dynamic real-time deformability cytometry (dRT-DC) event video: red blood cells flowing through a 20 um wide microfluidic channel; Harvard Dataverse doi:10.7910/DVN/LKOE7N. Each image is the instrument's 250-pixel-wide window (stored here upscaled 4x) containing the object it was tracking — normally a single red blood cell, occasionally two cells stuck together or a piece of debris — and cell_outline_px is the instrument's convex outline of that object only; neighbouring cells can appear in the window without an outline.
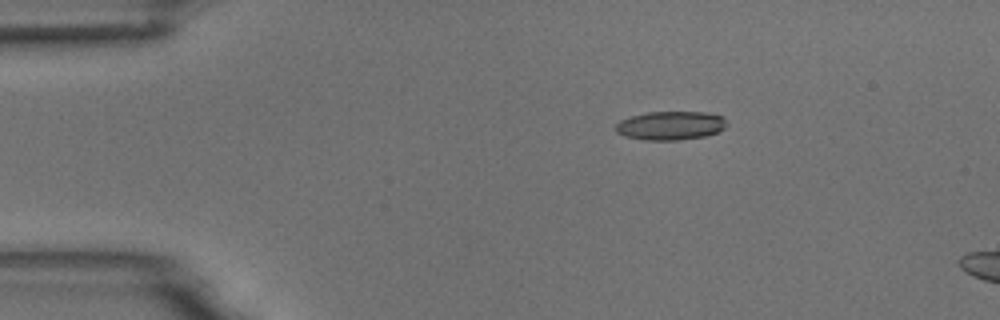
{"species": "common noctule bat (a hibernating species)", "species_latin": "Nyctalus noctula", "temperature_condition": "room temperature", "stored_images_in_passage": 5, "camera_frame_rate_fps": 3000, "um_per_image_px": 0.085, "animal": {"sex": "male", "body_mass_g": 18.8}, "frame": {"image": 1, "passage_image": 3, "time_ms": 0.667, "image_size_px": [1000, 320], "cell_outline_px": [[728, 124], [724, 128], [716, 132], [704, 136], [676, 140], [644, 140], [624, 136], [616, 132], [616, 124], [620, 120], [632, 116], [648, 112], [704, 112], [724, 116]], "centroid_in_image_um": [57.0, 10.67], "position_along_channel_um": 28.0, "area_um2": 18.55}}